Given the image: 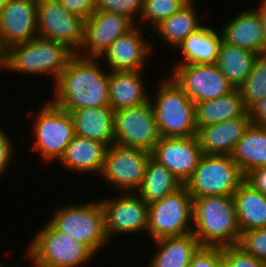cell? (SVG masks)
<instances>
[{"instance_id": "6da1fadb", "label": "cell", "mask_w": 266, "mask_h": 267, "mask_svg": "<svg viewBox=\"0 0 266 267\" xmlns=\"http://www.w3.org/2000/svg\"><path fill=\"white\" fill-rule=\"evenodd\" d=\"M99 61L75 54L53 84L51 101L65 111L110 106L109 70Z\"/></svg>"}, {"instance_id": "7a4b0ae2", "label": "cell", "mask_w": 266, "mask_h": 267, "mask_svg": "<svg viewBox=\"0 0 266 267\" xmlns=\"http://www.w3.org/2000/svg\"><path fill=\"white\" fill-rule=\"evenodd\" d=\"M76 53L62 42L35 37L3 51V71L30 76H50L54 84Z\"/></svg>"}, {"instance_id": "3957f363", "label": "cell", "mask_w": 266, "mask_h": 267, "mask_svg": "<svg viewBox=\"0 0 266 267\" xmlns=\"http://www.w3.org/2000/svg\"><path fill=\"white\" fill-rule=\"evenodd\" d=\"M201 246L238 245L241 236L232 196H203L193 200V230Z\"/></svg>"}, {"instance_id": "277c9868", "label": "cell", "mask_w": 266, "mask_h": 267, "mask_svg": "<svg viewBox=\"0 0 266 267\" xmlns=\"http://www.w3.org/2000/svg\"><path fill=\"white\" fill-rule=\"evenodd\" d=\"M44 224L25 250L32 267H83L96 256L83 242L58 231L49 221Z\"/></svg>"}, {"instance_id": "5b68a950", "label": "cell", "mask_w": 266, "mask_h": 267, "mask_svg": "<svg viewBox=\"0 0 266 267\" xmlns=\"http://www.w3.org/2000/svg\"><path fill=\"white\" fill-rule=\"evenodd\" d=\"M166 75L155 96H149L161 137L196 136L195 103ZM153 98V99H152Z\"/></svg>"}, {"instance_id": "8992f818", "label": "cell", "mask_w": 266, "mask_h": 267, "mask_svg": "<svg viewBox=\"0 0 266 267\" xmlns=\"http://www.w3.org/2000/svg\"><path fill=\"white\" fill-rule=\"evenodd\" d=\"M60 207L56 208L48 219L58 231L83 242L95 254H99L101 248L110 243L100 201L71 203Z\"/></svg>"}, {"instance_id": "52a82bcc", "label": "cell", "mask_w": 266, "mask_h": 267, "mask_svg": "<svg viewBox=\"0 0 266 267\" xmlns=\"http://www.w3.org/2000/svg\"><path fill=\"white\" fill-rule=\"evenodd\" d=\"M43 105V106H42ZM32 123L34 141L29 149L40 154L41 161L51 163L63 156L75 135L74 123L69 112L55 105L50 99L42 104Z\"/></svg>"}, {"instance_id": "ba28073f", "label": "cell", "mask_w": 266, "mask_h": 267, "mask_svg": "<svg viewBox=\"0 0 266 267\" xmlns=\"http://www.w3.org/2000/svg\"><path fill=\"white\" fill-rule=\"evenodd\" d=\"M245 176L230 155L203 154L184 186L195 198L233 196Z\"/></svg>"}, {"instance_id": "9c48e42d", "label": "cell", "mask_w": 266, "mask_h": 267, "mask_svg": "<svg viewBox=\"0 0 266 267\" xmlns=\"http://www.w3.org/2000/svg\"><path fill=\"white\" fill-rule=\"evenodd\" d=\"M148 206V237L157 240L192 233L193 197L184 185Z\"/></svg>"}, {"instance_id": "30bf717a", "label": "cell", "mask_w": 266, "mask_h": 267, "mask_svg": "<svg viewBox=\"0 0 266 267\" xmlns=\"http://www.w3.org/2000/svg\"><path fill=\"white\" fill-rule=\"evenodd\" d=\"M160 138L150 101L114 111V144L151 153Z\"/></svg>"}, {"instance_id": "8fae6325", "label": "cell", "mask_w": 266, "mask_h": 267, "mask_svg": "<svg viewBox=\"0 0 266 267\" xmlns=\"http://www.w3.org/2000/svg\"><path fill=\"white\" fill-rule=\"evenodd\" d=\"M151 157V153L145 150L111 144L99 176L106 184L115 187L117 193L136 192Z\"/></svg>"}, {"instance_id": "7c38bea8", "label": "cell", "mask_w": 266, "mask_h": 267, "mask_svg": "<svg viewBox=\"0 0 266 267\" xmlns=\"http://www.w3.org/2000/svg\"><path fill=\"white\" fill-rule=\"evenodd\" d=\"M110 198L99 200L110 241L118 234H147L149 206L136 192L119 193Z\"/></svg>"}, {"instance_id": "4fadbf2b", "label": "cell", "mask_w": 266, "mask_h": 267, "mask_svg": "<svg viewBox=\"0 0 266 267\" xmlns=\"http://www.w3.org/2000/svg\"><path fill=\"white\" fill-rule=\"evenodd\" d=\"M85 20L70 13L58 0H38V37L62 42L75 53L84 39Z\"/></svg>"}, {"instance_id": "5bb4252c", "label": "cell", "mask_w": 266, "mask_h": 267, "mask_svg": "<svg viewBox=\"0 0 266 267\" xmlns=\"http://www.w3.org/2000/svg\"><path fill=\"white\" fill-rule=\"evenodd\" d=\"M169 75L194 103L215 99L234 87L216 64H178Z\"/></svg>"}, {"instance_id": "9a60e30c", "label": "cell", "mask_w": 266, "mask_h": 267, "mask_svg": "<svg viewBox=\"0 0 266 267\" xmlns=\"http://www.w3.org/2000/svg\"><path fill=\"white\" fill-rule=\"evenodd\" d=\"M135 26L136 24L124 15L94 11L85 20L84 39L76 54L99 59L117 38Z\"/></svg>"}, {"instance_id": "2e32d148", "label": "cell", "mask_w": 266, "mask_h": 267, "mask_svg": "<svg viewBox=\"0 0 266 267\" xmlns=\"http://www.w3.org/2000/svg\"><path fill=\"white\" fill-rule=\"evenodd\" d=\"M144 34L141 26L136 25L128 33L117 38L99 60L105 59L102 62L106 63L109 71L144 70L146 62L152 58L155 50L153 41L150 42Z\"/></svg>"}, {"instance_id": "e0dca14e", "label": "cell", "mask_w": 266, "mask_h": 267, "mask_svg": "<svg viewBox=\"0 0 266 267\" xmlns=\"http://www.w3.org/2000/svg\"><path fill=\"white\" fill-rule=\"evenodd\" d=\"M203 155L197 137H161L151 156L184 185Z\"/></svg>"}, {"instance_id": "ac0fdd59", "label": "cell", "mask_w": 266, "mask_h": 267, "mask_svg": "<svg viewBox=\"0 0 266 267\" xmlns=\"http://www.w3.org/2000/svg\"><path fill=\"white\" fill-rule=\"evenodd\" d=\"M38 0H9L0 9V49L38 36Z\"/></svg>"}, {"instance_id": "d6986e66", "label": "cell", "mask_w": 266, "mask_h": 267, "mask_svg": "<svg viewBox=\"0 0 266 267\" xmlns=\"http://www.w3.org/2000/svg\"><path fill=\"white\" fill-rule=\"evenodd\" d=\"M251 124L247 112L242 117L198 128L196 137L203 154L231 155L236 143Z\"/></svg>"}, {"instance_id": "ffe728a7", "label": "cell", "mask_w": 266, "mask_h": 267, "mask_svg": "<svg viewBox=\"0 0 266 267\" xmlns=\"http://www.w3.org/2000/svg\"><path fill=\"white\" fill-rule=\"evenodd\" d=\"M108 145L104 142L91 140L74 135L73 140L66 147L59 163L68 171L75 174L91 173L100 175L105 160Z\"/></svg>"}, {"instance_id": "44dd1931", "label": "cell", "mask_w": 266, "mask_h": 267, "mask_svg": "<svg viewBox=\"0 0 266 267\" xmlns=\"http://www.w3.org/2000/svg\"><path fill=\"white\" fill-rule=\"evenodd\" d=\"M221 28L223 40L254 53L263 54L264 27L258 12L243 9Z\"/></svg>"}, {"instance_id": "7402d4cb", "label": "cell", "mask_w": 266, "mask_h": 267, "mask_svg": "<svg viewBox=\"0 0 266 267\" xmlns=\"http://www.w3.org/2000/svg\"><path fill=\"white\" fill-rule=\"evenodd\" d=\"M142 71H109V101L114 111L149 101V89Z\"/></svg>"}, {"instance_id": "603a6c76", "label": "cell", "mask_w": 266, "mask_h": 267, "mask_svg": "<svg viewBox=\"0 0 266 267\" xmlns=\"http://www.w3.org/2000/svg\"><path fill=\"white\" fill-rule=\"evenodd\" d=\"M70 113L75 134L91 140L114 144V110L110 106L84 108Z\"/></svg>"}, {"instance_id": "cb8c5ba5", "label": "cell", "mask_w": 266, "mask_h": 267, "mask_svg": "<svg viewBox=\"0 0 266 267\" xmlns=\"http://www.w3.org/2000/svg\"><path fill=\"white\" fill-rule=\"evenodd\" d=\"M153 246L156 252L151 254L148 267H188L193 255L201 247L193 233L160 238L153 241Z\"/></svg>"}, {"instance_id": "d4e9b609", "label": "cell", "mask_w": 266, "mask_h": 267, "mask_svg": "<svg viewBox=\"0 0 266 267\" xmlns=\"http://www.w3.org/2000/svg\"><path fill=\"white\" fill-rule=\"evenodd\" d=\"M203 25L191 33L178 46L182 60L179 64H216L220 44L223 40L221 31Z\"/></svg>"}, {"instance_id": "484cf974", "label": "cell", "mask_w": 266, "mask_h": 267, "mask_svg": "<svg viewBox=\"0 0 266 267\" xmlns=\"http://www.w3.org/2000/svg\"><path fill=\"white\" fill-rule=\"evenodd\" d=\"M247 112L240 90L234 88L221 97L195 103L196 129L242 117Z\"/></svg>"}, {"instance_id": "4316f807", "label": "cell", "mask_w": 266, "mask_h": 267, "mask_svg": "<svg viewBox=\"0 0 266 267\" xmlns=\"http://www.w3.org/2000/svg\"><path fill=\"white\" fill-rule=\"evenodd\" d=\"M241 232L266 228V196L245 180L232 196Z\"/></svg>"}, {"instance_id": "83f0119b", "label": "cell", "mask_w": 266, "mask_h": 267, "mask_svg": "<svg viewBox=\"0 0 266 267\" xmlns=\"http://www.w3.org/2000/svg\"><path fill=\"white\" fill-rule=\"evenodd\" d=\"M194 1L190 0L177 13L163 20L151 31L156 33L165 45L175 48V51L184 39L204 25L198 16Z\"/></svg>"}, {"instance_id": "f1b7e54d", "label": "cell", "mask_w": 266, "mask_h": 267, "mask_svg": "<svg viewBox=\"0 0 266 267\" xmlns=\"http://www.w3.org/2000/svg\"><path fill=\"white\" fill-rule=\"evenodd\" d=\"M230 156L244 176L255 168L266 167V126L251 124Z\"/></svg>"}, {"instance_id": "f546056e", "label": "cell", "mask_w": 266, "mask_h": 267, "mask_svg": "<svg viewBox=\"0 0 266 267\" xmlns=\"http://www.w3.org/2000/svg\"><path fill=\"white\" fill-rule=\"evenodd\" d=\"M258 53L228 44L222 40L216 66L236 89L244 83L253 69Z\"/></svg>"}, {"instance_id": "4dcf8cb0", "label": "cell", "mask_w": 266, "mask_h": 267, "mask_svg": "<svg viewBox=\"0 0 266 267\" xmlns=\"http://www.w3.org/2000/svg\"><path fill=\"white\" fill-rule=\"evenodd\" d=\"M183 184L167 168L152 157L136 193L149 205L175 192Z\"/></svg>"}, {"instance_id": "1f68e13d", "label": "cell", "mask_w": 266, "mask_h": 267, "mask_svg": "<svg viewBox=\"0 0 266 267\" xmlns=\"http://www.w3.org/2000/svg\"><path fill=\"white\" fill-rule=\"evenodd\" d=\"M239 90L247 110L266 97V54L258 55L252 71Z\"/></svg>"}, {"instance_id": "d6a6232c", "label": "cell", "mask_w": 266, "mask_h": 267, "mask_svg": "<svg viewBox=\"0 0 266 267\" xmlns=\"http://www.w3.org/2000/svg\"><path fill=\"white\" fill-rule=\"evenodd\" d=\"M190 0H144L141 18L153 29L163 20L177 13Z\"/></svg>"}, {"instance_id": "836d02e7", "label": "cell", "mask_w": 266, "mask_h": 267, "mask_svg": "<svg viewBox=\"0 0 266 267\" xmlns=\"http://www.w3.org/2000/svg\"><path fill=\"white\" fill-rule=\"evenodd\" d=\"M143 7L144 0H95V11L121 14L137 25L141 23L136 20L140 19Z\"/></svg>"}, {"instance_id": "e575fe53", "label": "cell", "mask_w": 266, "mask_h": 267, "mask_svg": "<svg viewBox=\"0 0 266 267\" xmlns=\"http://www.w3.org/2000/svg\"><path fill=\"white\" fill-rule=\"evenodd\" d=\"M238 246L246 253L266 263V228L241 232Z\"/></svg>"}, {"instance_id": "d590c367", "label": "cell", "mask_w": 266, "mask_h": 267, "mask_svg": "<svg viewBox=\"0 0 266 267\" xmlns=\"http://www.w3.org/2000/svg\"><path fill=\"white\" fill-rule=\"evenodd\" d=\"M222 267H266V263L246 253L238 245L223 247Z\"/></svg>"}, {"instance_id": "8d00e7d4", "label": "cell", "mask_w": 266, "mask_h": 267, "mask_svg": "<svg viewBox=\"0 0 266 267\" xmlns=\"http://www.w3.org/2000/svg\"><path fill=\"white\" fill-rule=\"evenodd\" d=\"M223 247L201 246L188 267H222Z\"/></svg>"}, {"instance_id": "74e56055", "label": "cell", "mask_w": 266, "mask_h": 267, "mask_svg": "<svg viewBox=\"0 0 266 267\" xmlns=\"http://www.w3.org/2000/svg\"><path fill=\"white\" fill-rule=\"evenodd\" d=\"M13 144L14 142L11 140V136H9L7 130L4 131V129L0 127V176H2L13 163V156L16 155L14 154L16 150Z\"/></svg>"}, {"instance_id": "f35d334b", "label": "cell", "mask_w": 266, "mask_h": 267, "mask_svg": "<svg viewBox=\"0 0 266 267\" xmlns=\"http://www.w3.org/2000/svg\"><path fill=\"white\" fill-rule=\"evenodd\" d=\"M70 13L86 20L95 11V0H58Z\"/></svg>"}, {"instance_id": "ab89813d", "label": "cell", "mask_w": 266, "mask_h": 267, "mask_svg": "<svg viewBox=\"0 0 266 267\" xmlns=\"http://www.w3.org/2000/svg\"><path fill=\"white\" fill-rule=\"evenodd\" d=\"M244 180L266 196V167H258L249 171Z\"/></svg>"}, {"instance_id": "60d3db41", "label": "cell", "mask_w": 266, "mask_h": 267, "mask_svg": "<svg viewBox=\"0 0 266 267\" xmlns=\"http://www.w3.org/2000/svg\"><path fill=\"white\" fill-rule=\"evenodd\" d=\"M248 112L252 124L266 126V97L255 103Z\"/></svg>"}, {"instance_id": "b9f144b4", "label": "cell", "mask_w": 266, "mask_h": 267, "mask_svg": "<svg viewBox=\"0 0 266 267\" xmlns=\"http://www.w3.org/2000/svg\"><path fill=\"white\" fill-rule=\"evenodd\" d=\"M258 8H254L260 18H261V22L263 24L264 27V46H263V54H266V0H260V5L257 6Z\"/></svg>"}, {"instance_id": "7bdbcfd3", "label": "cell", "mask_w": 266, "mask_h": 267, "mask_svg": "<svg viewBox=\"0 0 266 267\" xmlns=\"http://www.w3.org/2000/svg\"><path fill=\"white\" fill-rule=\"evenodd\" d=\"M3 70V51L0 49V71Z\"/></svg>"}, {"instance_id": "ee69618b", "label": "cell", "mask_w": 266, "mask_h": 267, "mask_svg": "<svg viewBox=\"0 0 266 267\" xmlns=\"http://www.w3.org/2000/svg\"><path fill=\"white\" fill-rule=\"evenodd\" d=\"M9 0H0V9L8 2Z\"/></svg>"}, {"instance_id": "f6af8a7d", "label": "cell", "mask_w": 266, "mask_h": 267, "mask_svg": "<svg viewBox=\"0 0 266 267\" xmlns=\"http://www.w3.org/2000/svg\"><path fill=\"white\" fill-rule=\"evenodd\" d=\"M8 266H9V267H19V266H12V265H11V266H10V265H7V266H6V265H2L1 267H8ZM20 267H21V266H20Z\"/></svg>"}]
</instances>
